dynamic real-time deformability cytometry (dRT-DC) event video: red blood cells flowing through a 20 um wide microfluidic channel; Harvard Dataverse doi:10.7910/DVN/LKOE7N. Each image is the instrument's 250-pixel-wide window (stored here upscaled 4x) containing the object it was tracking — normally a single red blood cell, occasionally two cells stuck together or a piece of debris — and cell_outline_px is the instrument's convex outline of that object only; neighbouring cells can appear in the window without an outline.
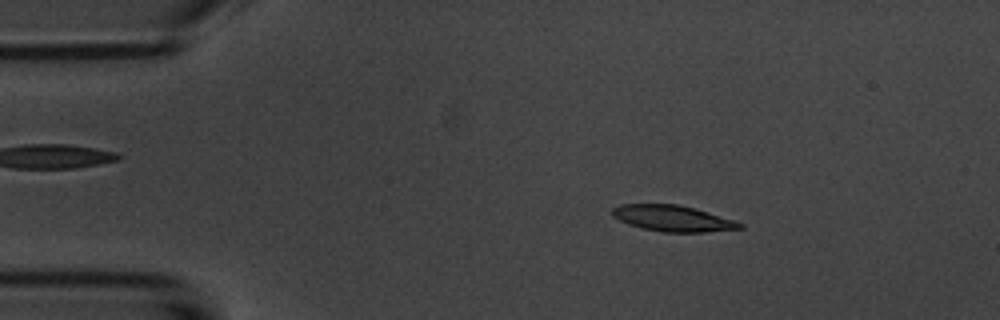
{"species": "common noctule bat (a hibernating species)", "species_latin": "Nyctalus noctula", "temperature_condition": "room temperature", "stored_images_in_passage": 53, "camera_frame_rate_fps": 3000, "um_per_image_px": 0.085, "animal": {"sex": "male", "body_mass_g": 20.1, "forearm_length_mm": 53.5}, "frame": {"image": 1, "passage_image": 8, "time_ms": 2.333, "image_size_px": [1000, 320], "cell_outline_px": [[744, 228], [704, 232], [664, 232], [640, 228], [628, 224], [612, 216], [612, 208], [620, 204], [676, 204], [696, 208], [736, 220], [744, 224]], "centroid_in_image_um": [57.21, 18.56], "position_along_channel_um": 27.8, "area_um2": 19.54}}
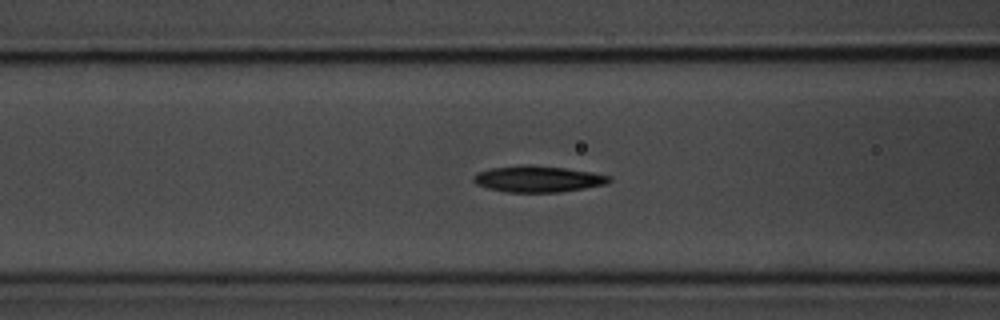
{"frame": {"image": 2, "passage_image": 20, "time_ms": 6.333, "image_size_px": [1000, 320], "cell_outline_px": [[612, 180], [604, 184], [584, 188], [560, 192], [504, 192], [488, 188], [476, 184], [472, 180], [472, 176], [476, 172], [488, 168], [520, 164], [528, 164], [564, 168], [592, 172], [612, 176]], "centroid_in_image_um": [45.66, 15.2], "position_along_channel_um": 120.9, "area_um2": 21.04}}
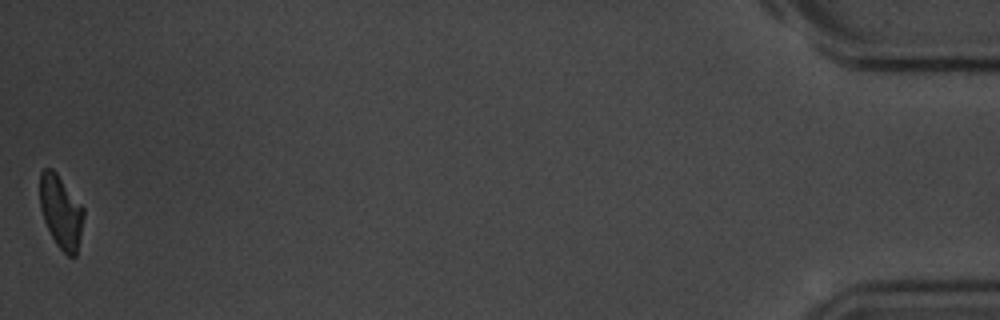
{"frame": {"image": 3, "passage_image": 53, "time_ms": 17.333, "image_size_px": [1000, 320], "cell_outline_px": [[84, 216], [76, 256], [68, 256], [56, 244], [44, 220], [40, 208], [40, 172], [44, 168], [52, 168], [56, 172], [84, 208]], "centroid_in_image_um": [5.17, 17.98], "position_along_channel_um": 430.0, "area_um2": 18.44}, "authors_computed_cell_mechanics": {"area_um2": 20.2878, "velocity_mm_per_s": 3.6944, "shape_relaxation_time_tau1_ms": 4.0957, "shape_relaxation_time_tau2_ms": 8.4551, "deformation_change_tau1": 0.1524, "deformation_change_tau2": 0.1621}}